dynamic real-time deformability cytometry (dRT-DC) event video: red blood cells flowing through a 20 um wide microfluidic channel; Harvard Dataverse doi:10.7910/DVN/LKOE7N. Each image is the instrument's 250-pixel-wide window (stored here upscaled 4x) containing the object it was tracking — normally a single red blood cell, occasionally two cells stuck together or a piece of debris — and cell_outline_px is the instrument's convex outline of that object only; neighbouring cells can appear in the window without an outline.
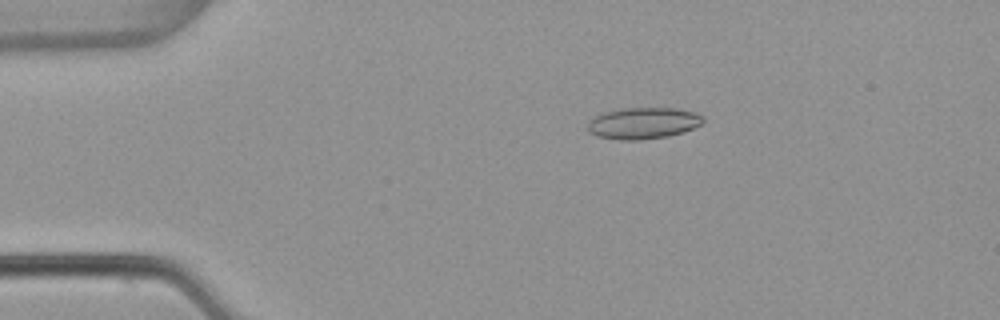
{"species": "common noctule bat (a hibernating species)", "species_latin": "Nyctalus noctula", "temperature_condition": "warm", "stored_images_in_passage": 47, "camera_frame_rate_fps": 3000, "um_per_image_px": 0.085, "animal": {"sex": "female", "body_mass_g": 22.7, "forearm_length_mm": 54.2}, "frame": {"image": 1, "passage_image": 4, "time_ms": 1.0, "image_size_px": [1000, 320], "cell_outline_px": [[704, 124], [668, 136], [636, 140], [620, 140], [596, 136], [588, 132], [588, 120], [604, 112], [620, 108], [676, 108], [696, 112], [704, 116]], "centroid_in_image_um": [54.67, 10.46], "position_along_channel_um": 30.3, "area_um2": 21.27}}
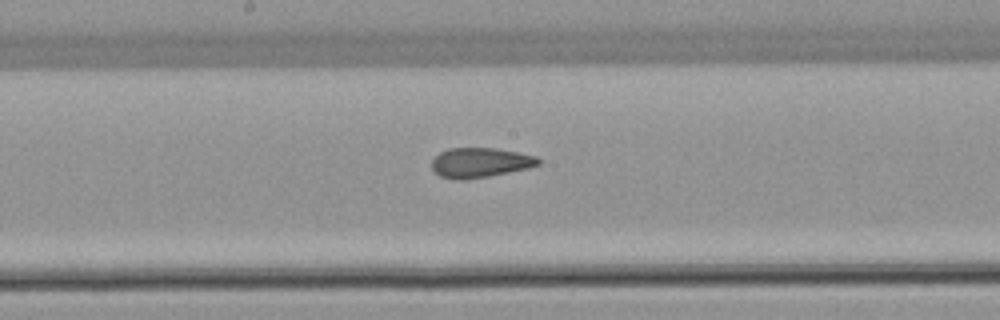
{"frame": {"image": 2, "passage_image": 22, "time_ms": 7.0, "image_size_px": [1000, 320], "cell_outline_px": [[540, 164], [528, 168], [488, 176], [464, 180], [456, 180], [440, 176], [432, 168], [432, 160], [440, 152], [448, 148], [496, 148], [536, 156], [540, 160]], "centroid_in_image_um": [40.8, 13.82], "position_along_channel_um": 207.4, "area_um2": 18.38}}
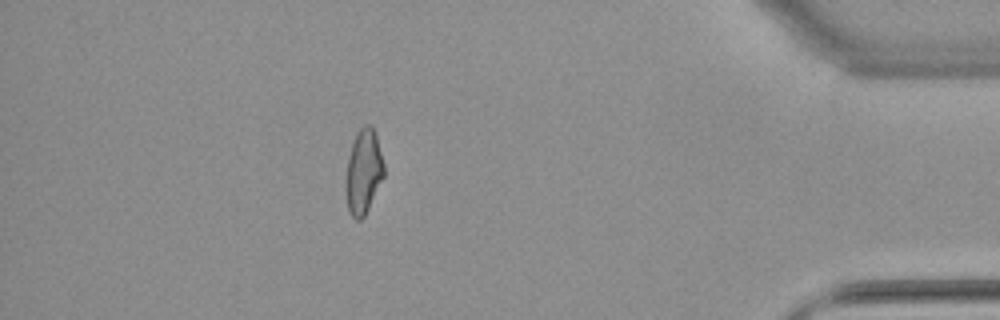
{"frame": {"image": 3, "passage_image": 41, "time_ms": 13.333, "image_size_px": [1000, 320], "cell_outline_px": [[384, 176], [364, 216], [360, 220], [356, 220], [348, 212], [344, 192], [344, 184], [348, 156], [356, 132], [364, 124], [368, 124], [372, 128], [376, 136], [384, 164]], "centroid_in_image_um": [30.85, 14.62], "position_along_channel_um": 404.3, "area_um2": 18.96}, "authors_computed_cell_mechanics": {"area_um2": 19.2474, "velocity_mm_per_s": 3.8501, "shape_relaxation_time_tau1_ms": null, "shape_relaxation_time_tau2_ms": 1.6667, "deformation_change_tau1": null, "deformation_change_tau2": 0.0833}}